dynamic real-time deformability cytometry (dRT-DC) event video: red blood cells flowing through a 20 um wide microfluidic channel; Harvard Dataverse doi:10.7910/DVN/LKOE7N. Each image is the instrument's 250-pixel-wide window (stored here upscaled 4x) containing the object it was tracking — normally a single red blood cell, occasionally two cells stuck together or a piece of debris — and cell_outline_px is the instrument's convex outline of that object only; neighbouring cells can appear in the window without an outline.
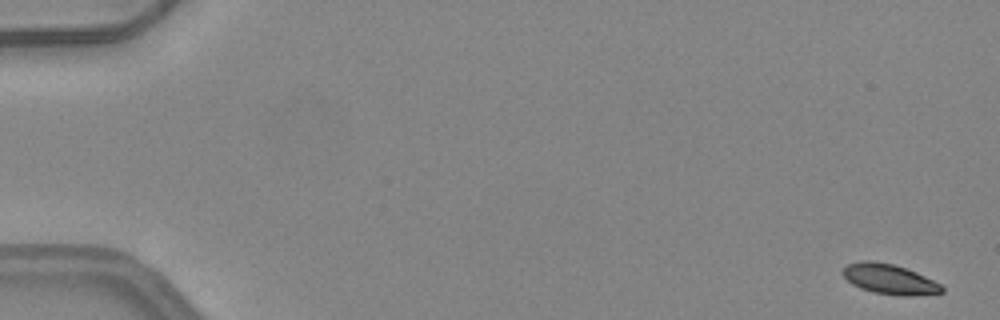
{"species": "common noctule bat (a hibernating species)", "species_latin": "Nyctalus noctula", "temperature_condition": "warm", "stored_images_in_passage": 5, "camera_frame_rate_fps": 3000, "um_per_image_px": 0.085, "animal": {"sex": "female", "body_mass_g": 24.6, "forearm_length_mm": 56.2}, "frame": {"image": 1, "passage_image": 1, "time_ms": 0.0, "image_size_px": [1000, 320], "cell_outline_px": [[944, 292], [908, 296], [904, 296], [872, 292], [860, 288], [852, 284], [840, 272], [848, 264], [860, 260], [872, 260], [892, 264], [916, 272], [940, 284], [944, 288]], "centroid_in_image_um": [75.57, 23.72], "position_along_channel_um": 9.4, "area_um2": 17.22}}
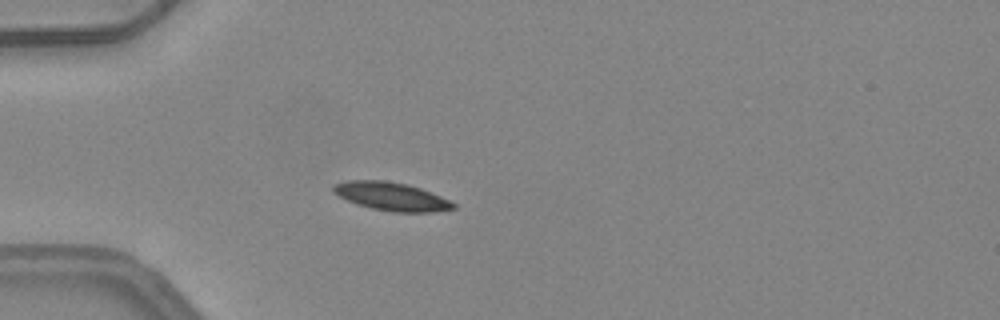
{"frame": {"image": 2, "passage_image": 5, "time_ms": 1.333, "image_size_px": [1000, 320], "cell_outline_px": [[456, 208], [432, 212], [392, 212], [372, 208], [356, 204], [332, 192], [332, 184], [344, 180], [384, 180], [408, 184], [420, 188], [440, 196], [456, 204]], "centroid_in_image_um": [33.23, 16.68], "position_along_channel_um": 51.8, "area_um2": 19.83}}